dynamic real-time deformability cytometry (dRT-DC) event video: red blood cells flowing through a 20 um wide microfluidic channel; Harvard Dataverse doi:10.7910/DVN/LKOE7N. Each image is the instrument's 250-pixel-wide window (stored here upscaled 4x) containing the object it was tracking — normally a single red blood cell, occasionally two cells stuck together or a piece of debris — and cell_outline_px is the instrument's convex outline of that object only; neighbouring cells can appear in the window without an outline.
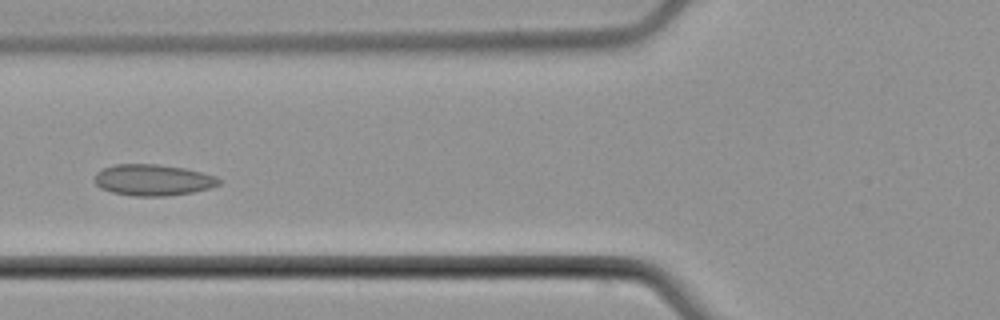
{"species": "common noctule bat (a hibernating species)", "species_latin": "Nyctalus noctula", "temperature_condition": "cold", "stored_images_in_passage": 6, "camera_frame_rate_fps": 3000, "um_per_image_px": 0.085, "animal": {"sex": "male", "body_mass_g": 21.5, "forearm_length_mm": 52.0}, "frame": {"image": 1, "passage_image": 6, "time_ms": 6.0, "image_size_px": [1000, 320], "cell_outline_px": [[220, 184], [212, 188], [192, 192], [164, 196], [132, 196], [112, 192], [100, 188], [92, 180], [96, 172], [104, 168], [116, 164], [156, 164], [184, 168], [216, 176], [220, 180]], "centroid_in_image_um": [12.97, 15.3], "position_along_channel_um": 112.8, "area_um2": 22.72}}